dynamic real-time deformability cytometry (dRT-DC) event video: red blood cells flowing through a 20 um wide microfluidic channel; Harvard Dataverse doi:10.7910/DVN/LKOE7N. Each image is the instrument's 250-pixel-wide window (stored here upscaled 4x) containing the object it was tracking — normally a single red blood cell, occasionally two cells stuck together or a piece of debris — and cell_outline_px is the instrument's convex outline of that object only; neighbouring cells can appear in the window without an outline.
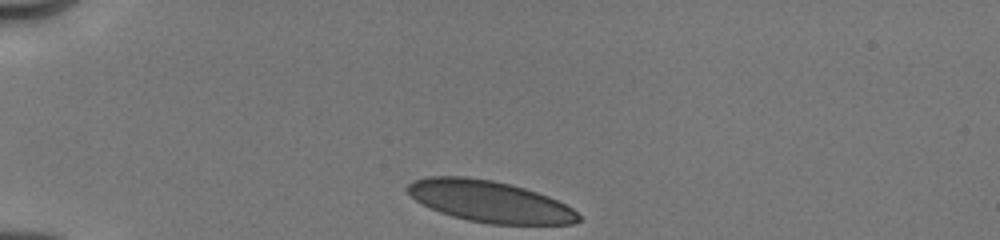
{"species": "human", "species_latin": "Homo sapiens", "temperature_condition": "cold", "stored_images_in_passage": 2, "camera_frame_rate_fps": 3000, "um_per_image_px": 0.085, "donor": {"sex": "male"}, "frame": {"image": 1, "passage_image": 1, "time_ms": 0.0, "image_size_px": [1000, 240], "cell_outline_px": [[580, 220], [572, 224], [488, 224], [468, 220], [452, 216], [440, 212], [416, 200], [404, 188], [412, 180], [428, 176], [464, 176], [492, 180], [524, 188], [548, 196], [572, 208], [580, 216]], "centroid_in_image_um": [41.6, 17.12], "position_along_channel_um": 43.4, "area_um2": 41.04}}